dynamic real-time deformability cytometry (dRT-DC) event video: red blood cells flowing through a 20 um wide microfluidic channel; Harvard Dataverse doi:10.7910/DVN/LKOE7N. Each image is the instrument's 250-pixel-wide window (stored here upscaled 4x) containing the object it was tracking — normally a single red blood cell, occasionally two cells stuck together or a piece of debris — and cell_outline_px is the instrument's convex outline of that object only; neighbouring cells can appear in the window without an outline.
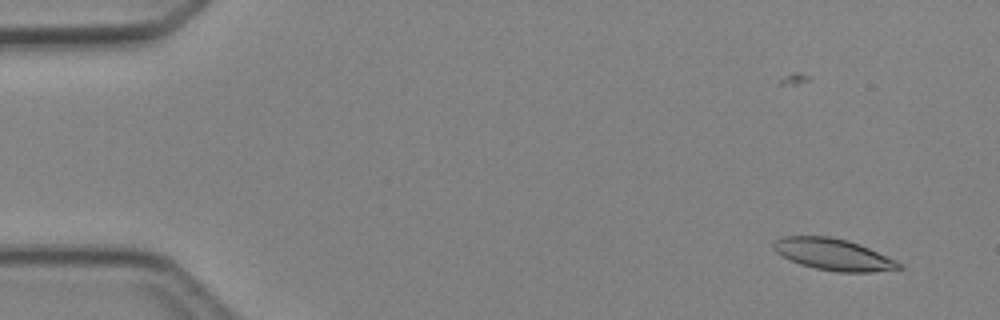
{"species": "Egyptian fruit bat (a non-hibernating species)", "species_latin": "Rousettus aegyptiacus", "temperature_condition": "cold", "stored_images_in_passage": 6, "camera_frame_rate_fps": 3000, "um_per_image_px": 0.085, "animal": {"sex": "female"}, "frame": {"image": 1, "passage_image": 2, "time_ms": 1.0, "image_size_px": [1000, 320], "cell_outline_px": [[904, 268], [872, 272], [836, 272], [816, 268], [800, 264], [776, 252], [772, 248], [772, 244], [776, 240], [784, 236], [828, 236], [848, 240], [860, 244], [896, 260]], "centroid_in_image_um": [70.84, 21.62], "position_along_channel_um": 14.2, "area_um2": 22.95}}